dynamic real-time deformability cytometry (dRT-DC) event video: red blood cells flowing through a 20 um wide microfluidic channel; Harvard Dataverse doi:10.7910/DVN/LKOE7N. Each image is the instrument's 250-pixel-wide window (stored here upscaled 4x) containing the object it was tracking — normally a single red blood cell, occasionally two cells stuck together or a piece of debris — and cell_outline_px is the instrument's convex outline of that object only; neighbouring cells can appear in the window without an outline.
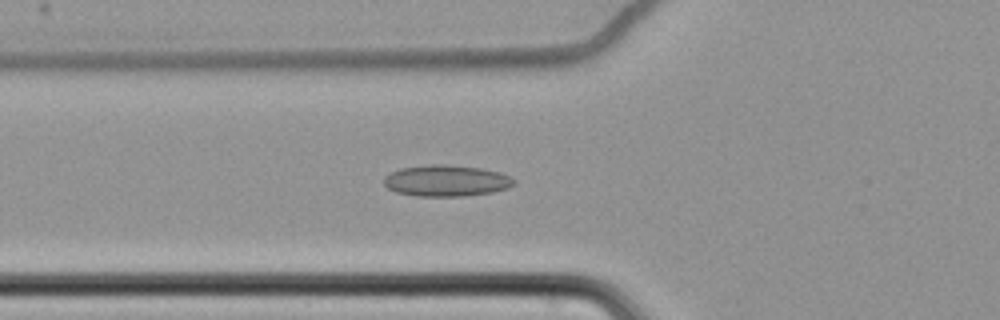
{"species": "common noctule bat (a hibernating species)", "species_latin": "Nyctalus noctula", "temperature_condition": "cold", "stored_images_in_passage": 65, "camera_frame_rate_fps": 3000, "um_per_image_px": 0.085, "animal": {"sex": "female", "body_mass_g": 22.7, "forearm_length_mm": 54.2}, "frame": {"image": 1, "passage_image": 27, "time_ms": 8.667, "image_size_px": [1000, 320], "cell_outline_px": [[516, 184], [508, 188], [492, 192], [464, 196], [416, 196], [396, 192], [388, 188], [384, 184], [384, 176], [400, 168], [432, 164], [448, 164], [480, 168], [500, 172], [516, 180]], "centroid_in_image_um": [37.95, 15.36], "position_along_channel_um": 87.9, "area_um2": 23.81}}
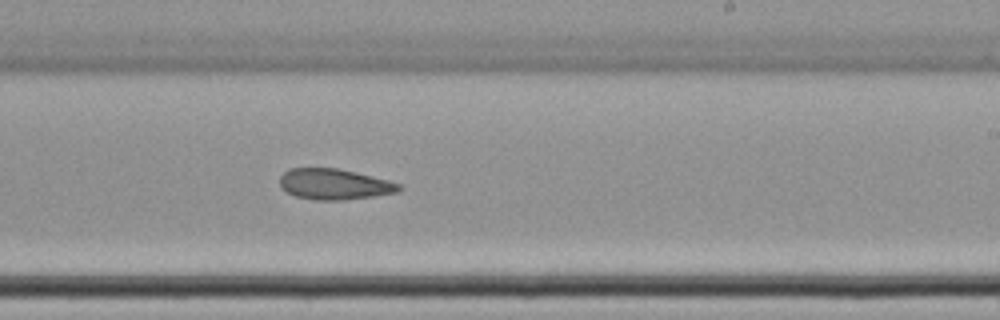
{"frame": {"image": 2, "passage_image": 42, "time_ms": 13.667, "image_size_px": [1000, 320], "cell_outline_px": [[404, 188], [400, 192], [344, 200], [316, 200], [296, 196], [280, 188], [280, 176], [288, 168], [336, 168], [356, 172], [388, 180], [400, 184]], "centroid_in_image_um": [28.43, 15.65], "position_along_channel_um": 260.6, "area_um2": 21.44}}
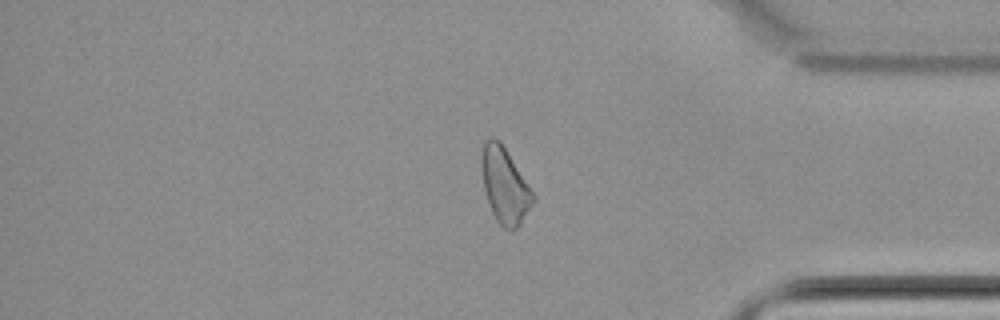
{"frame": {"image": 3, "passage_image": 55, "time_ms": 18.0, "image_size_px": [1000, 320], "cell_outline_px": [[536, 200], [520, 224], [516, 228], [504, 228], [496, 220], [492, 212], [484, 188], [480, 164], [480, 156], [484, 140], [492, 136], [500, 140], [536, 196]], "centroid_in_image_um": [42.9, 15.72], "position_along_channel_um": 392.3, "area_um2": 22.72}}